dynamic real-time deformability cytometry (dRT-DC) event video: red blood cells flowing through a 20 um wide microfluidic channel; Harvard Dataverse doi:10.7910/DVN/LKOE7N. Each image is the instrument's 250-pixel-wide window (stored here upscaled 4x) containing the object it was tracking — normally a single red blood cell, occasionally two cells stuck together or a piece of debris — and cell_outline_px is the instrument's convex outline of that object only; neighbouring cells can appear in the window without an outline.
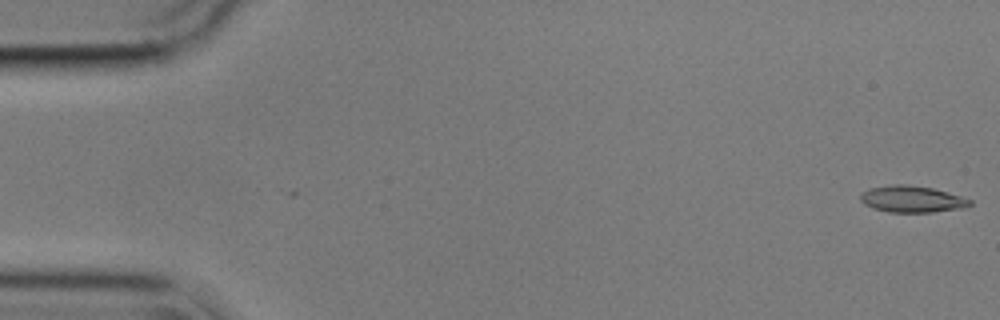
{"species": "common noctule bat (a hibernating species)", "species_latin": "Nyctalus noctula", "temperature_condition": "cold", "stored_images_in_passage": 10, "camera_frame_rate_fps": 3000, "um_per_image_px": 0.085, "animal": {"sex": "male", "body_mass_g": 17.9}, "frame": {"image": 1, "passage_image": 1, "time_ms": 0.0, "image_size_px": [1000, 320], "cell_outline_px": [[972, 204], [964, 208], [932, 212], [888, 212], [872, 208], [864, 204], [860, 200], [860, 192], [868, 188], [896, 184], [908, 184], [932, 188], [960, 196], [972, 200]], "centroid_in_image_um": [77.48, 16.92], "position_along_channel_um": 7.5, "area_um2": 17.05}}